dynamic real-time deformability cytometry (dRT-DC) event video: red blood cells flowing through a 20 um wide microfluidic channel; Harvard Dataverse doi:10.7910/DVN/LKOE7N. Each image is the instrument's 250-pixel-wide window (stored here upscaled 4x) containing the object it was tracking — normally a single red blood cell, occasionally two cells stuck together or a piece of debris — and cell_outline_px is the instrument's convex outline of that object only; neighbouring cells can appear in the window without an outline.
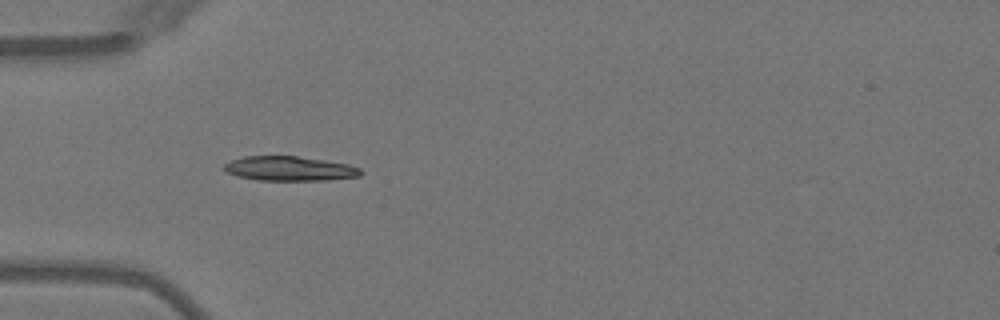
{"species": "Egyptian fruit bat (a non-hibernating species)", "species_latin": "Rousettus aegyptiacus", "temperature_condition": "warm", "stored_images_in_passage": 6, "camera_frame_rate_fps": 3000, "um_per_image_px": 0.085, "animal": {"sex": "female"}, "frame": {"image": 1, "passage_image": 5, "time_ms": 5.0, "image_size_px": [1000, 320], "cell_outline_px": [[364, 172], [360, 176], [324, 180], [256, 180], [236, 176], [224, 172], [224, 164], [232, 160], [244, 156], [296, 156], [324, 160], [348, 164], [360, 168]], "centroid_in_image_um": [24.59, 14.33], "position_along_channel_um": 60.4, "area_um2": 19.54}}
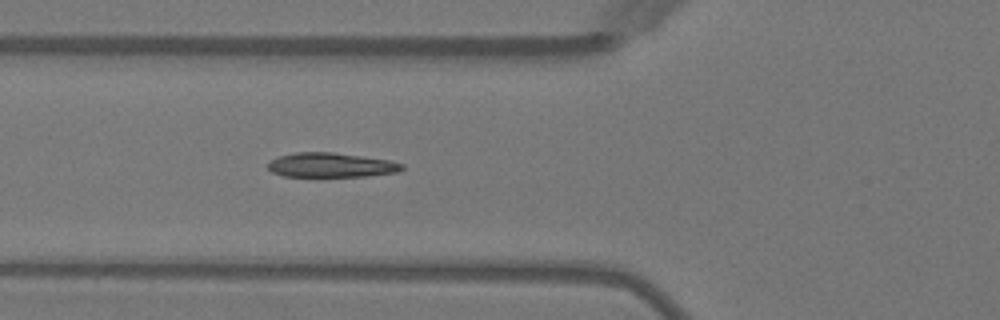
{"frame": {"image": 2, "passage_image": 6, "time_ms": 6.0, "image_size_px": [1000, 320], "cell_outline_px": [[404, 168], [400, 172], [368, 176], [320, 180], [284, 176], [272, 172], [268, 168], [268, 164], [272, 160], [280, 156], [296, 152], [332, 152], [388, 160], [404, 164]], "centroid_in_image_um": [28.13, 14.1], "position_along_channel_um": 97.7, "area_um2": 20.17}}